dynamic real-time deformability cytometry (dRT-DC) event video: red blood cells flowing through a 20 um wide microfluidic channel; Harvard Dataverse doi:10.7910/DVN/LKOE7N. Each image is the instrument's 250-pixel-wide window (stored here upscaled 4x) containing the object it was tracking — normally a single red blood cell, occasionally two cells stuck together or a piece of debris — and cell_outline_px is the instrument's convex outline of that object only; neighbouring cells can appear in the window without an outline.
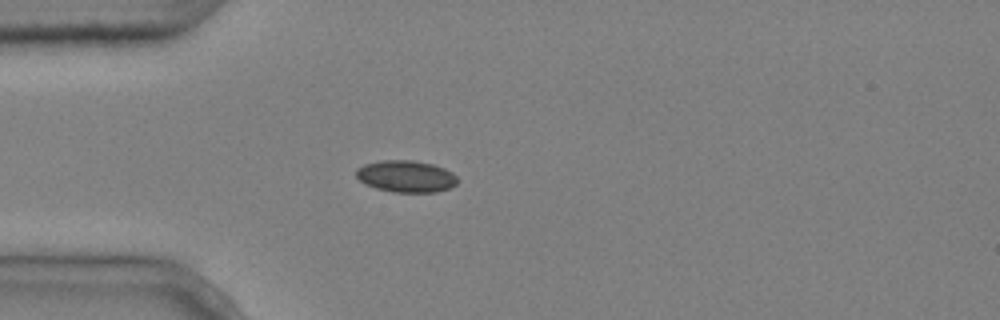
{"species": "common noctule bat (a hibernating species)", "species_latin": "Nyctalus noctula", "temperature_condition": "cold", "stored_images_in_passage": 4, "camera_frame_rate_fps": 3000, "um_per_image_px": 0.085, "animal": {"sex": "male", "body_mass_g": 20.4}, "frame": {"image": 1, "passage_image": 4, "time_ms": 1.0, "image_size_px": [1000, 320], "cell_outline_px": [[460, 180], [456, 184], [448, 188], [436, 192], [392, 192], [376, 188], [364, 184], [356, 176], [356, 168], [364, 164], [384, 160], [412, 160], [432, 164], [444, 168], [452, 172]], "centroid_in_image_um": [34.51, 14.99], "position_along_channel_um": 50.5, "area_um2": 18.84}}